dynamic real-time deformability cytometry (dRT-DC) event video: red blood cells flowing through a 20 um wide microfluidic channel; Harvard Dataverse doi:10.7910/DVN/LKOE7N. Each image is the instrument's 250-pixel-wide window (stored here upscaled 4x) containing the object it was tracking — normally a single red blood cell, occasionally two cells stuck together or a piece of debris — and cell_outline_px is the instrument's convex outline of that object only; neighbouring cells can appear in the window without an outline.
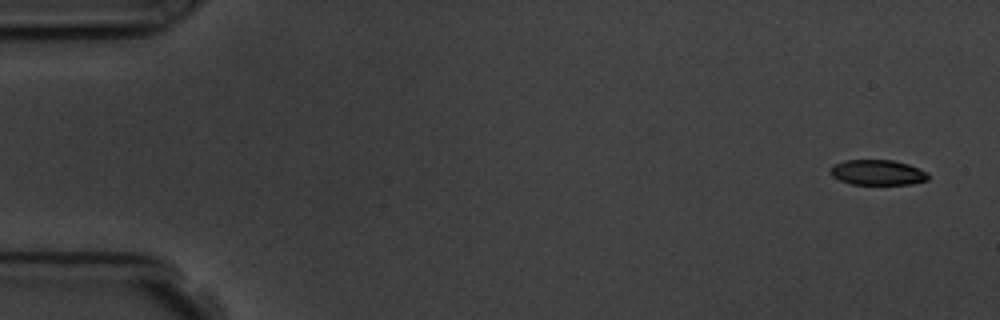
{"species": "common noctule bat (a hibernating species)", "species_latin": "Nyctalus noctula", "temperature_condition": "room temperature", "stored_images_in_passage": 5, "camera_frame_rate_fps": 3000, "um_per_image_px": 0.085, "animal": {"sex": "male", "body_mass_g": 19.5, "forearm_length_mm": 54.6}, "frame": {"image": 1, "passage_image": 1, "time_ms": 0.0, "image_size_px": [1000, 320], "cell_outline_px": [[928, 180], [912, 184], [852, 184], [840, 180], [832, 176], [828, 168], [832, 164], [844, 160], [892, 160], [908, 164], [928, 172]], "centroid_in_image_um": [74.56, 14.65], "position_along_channel_um": 10.4, "area_um2": 14.51}}
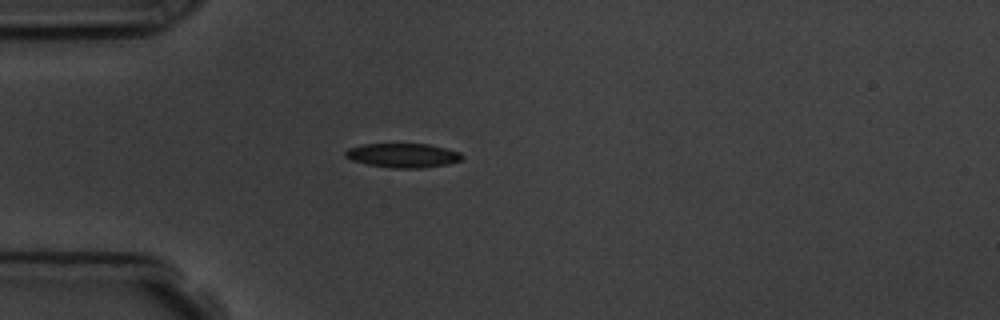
{"frame": {"image": 2, "passage_image": 5, "time_ms": 4.333, "image_size_px": [1000, 320], "cell_outline_px": [[464, 156], [460, 160], [448, 164], [420, 168], [392, 168], [368, 164], [352, 160], [344, 156], [344, 152], [348, 148], [364, 144], [428, 144], [460, 152]], "centroid_in_image_um": [34.23, 13.21], "position_along_channel_um": 50.8, "area_um2": 16.36}}